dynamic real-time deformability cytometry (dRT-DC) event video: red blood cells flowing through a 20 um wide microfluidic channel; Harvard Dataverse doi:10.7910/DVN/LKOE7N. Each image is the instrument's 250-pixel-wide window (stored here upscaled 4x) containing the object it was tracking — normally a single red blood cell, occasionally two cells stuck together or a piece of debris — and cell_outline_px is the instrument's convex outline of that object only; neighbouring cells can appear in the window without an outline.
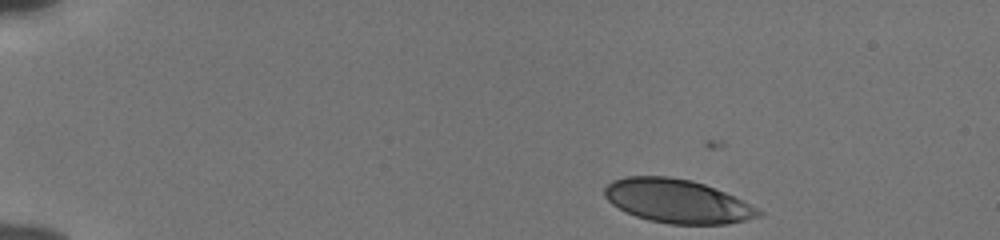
{"species": "human", "species_latin": "Homo sapiens", "temperature_condition": "cold", "stored_images_in_passage": 46, "camera_frame_rate_fps": 3000, "um_per_image_px": 0.085, "donor": {"sex": "male"}, "frame": {"image": 1, "passage_image": 1, "time_ms": 0.0, "image_size_px": [1000, 240], "cell_outline_px": [[764, 212], [760, 216], [728, 224], [668, 224], [648, 220], [636, 216], [612, 204], [604, 196], [604, 188], [612, 180], [624, 176], [668, 176], [692, 180], [704, 184], [724, 192]], "centroid_in_image_um": [57.53, 17.09], "position_along_channel_um": 27.5, "area_um2": 38.9}}
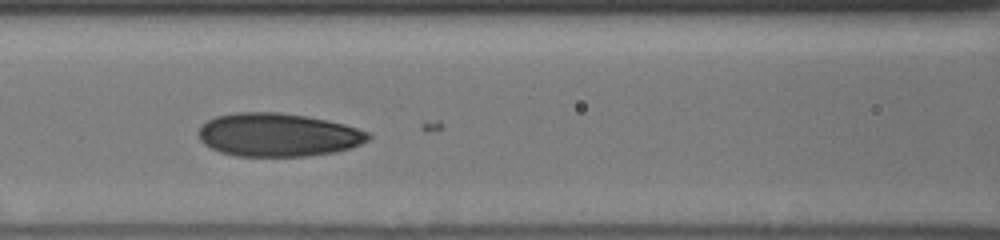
{"frame": {"image": 2, "passage_image": 18, "time_ms": 5.667, "image_size_px": [1000, 240], "cell_outline_px": [[372, 136], [368, 140], [352, 148], [336, 152], [304, 156], [236, 156], [220, 152], [204, 144], [200, 140], [196, 132], [208, 120], [216, 116], [236, 112], [280, 112], [308, 116], [328, 120], [344, 124], [368, 132]], "centroid_in_image_um": [23.63, 11.46], "position_along_channel_um": 143.0, "area_um2": 43.06}}
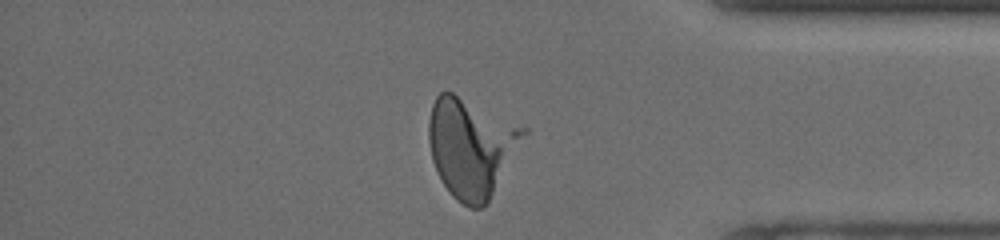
{"frame": {"image": 3, "passage_image": 39, "time_ms": 12.667, "image_size_px": [1000, 240], "cell_outline_px": [[500, 156], [492, 192], [488, 204], [480, 208], [468, 208], [456, 200], [452, 196], [444, 184], [432, 160], [428, 140], [428, 120], [432, 104], [436, 96], [440, 92], [452, 92], [460, 100], [500, 148]], "centroid_in_image_um": [39.28, 12.88], "position_along_channel_um": 395.9, "area_um2": 41.15}, "authors_computed_cell_mechanics": {"area_um2": 41.9628, "velocity_mm_per_s": 3.8337, "shape_relaxation_time_tau1_ms": 5.9314, "shape_relaxation_time_tau2_ms": 1.186, "deformation_change_tau1": 0.1893, "deformation_change_tau2": 0.061}}